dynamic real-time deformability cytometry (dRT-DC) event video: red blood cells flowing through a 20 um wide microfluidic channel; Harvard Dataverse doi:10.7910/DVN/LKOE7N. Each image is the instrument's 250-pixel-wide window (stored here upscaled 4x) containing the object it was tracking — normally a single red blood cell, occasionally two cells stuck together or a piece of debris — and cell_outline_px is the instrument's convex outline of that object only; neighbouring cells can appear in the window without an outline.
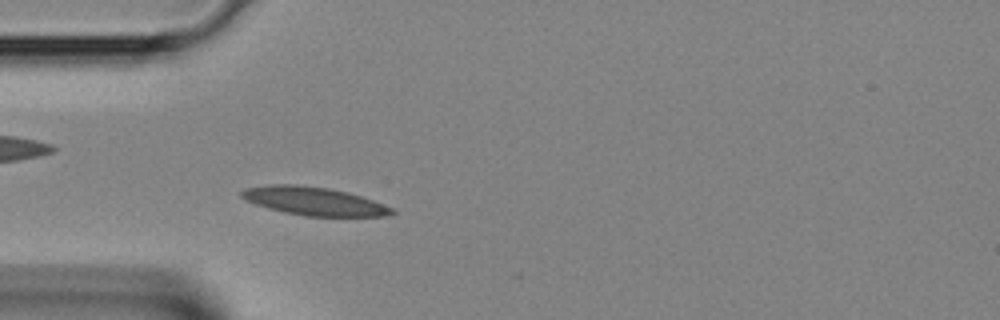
{"species": "Egyptian fruit bat (a non-hibernating species)", "species_latin": "Rousettus aegyptiacus", "temperature_condition": "room temperature", "stored_images_in_passage": 34, "camera_frame_rate_fps": 3000, "um_per_image_px": 0.085, "animal": {"sex": "female"}, "frame": {"image": 1, "passage_image": 8, "time_ms": 2.333, "image_size_px": [1000, 320], "cell_outline_px": [[396, 212], [384, 216], [304, 216], [284, 212], [268, 208], [256, 204], [240, 196], [240, 192], [244, 188], [268, 184], [296, 184], [328, 188], [348, 192], [396, 208]], "centroid_in_image_um": [26.69, 17.09], "position_along_channel_um": 58.3, "area_um2": 24.8}}
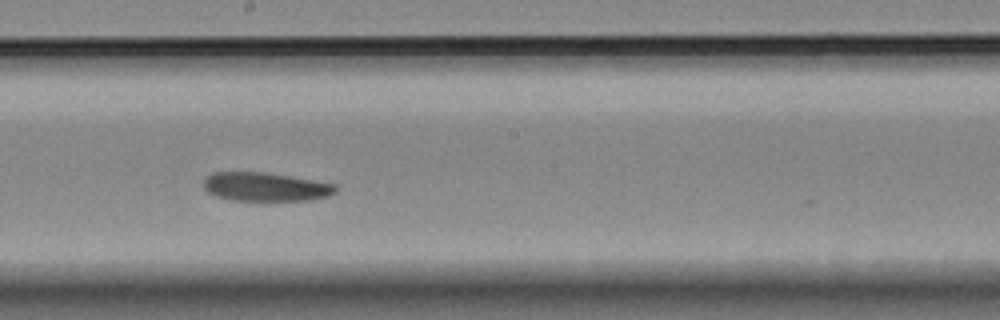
{"frame": {"image": 2, "passage_image": 18, "time_ms": 5.667, "image_size_px": [1000, 320], "cell_outline_px": [[340, 188], [336, 192], [328, 196], [308, 200], [232, 200], [216, 196], [208, 192], [204, 188], [204, 180], [212, 172], [264, 172], [336, 184]], "centroid_in_image_um": [22.58, 15.88], "position_along_channel_um": 225.6, "area_um2": 21.96}}
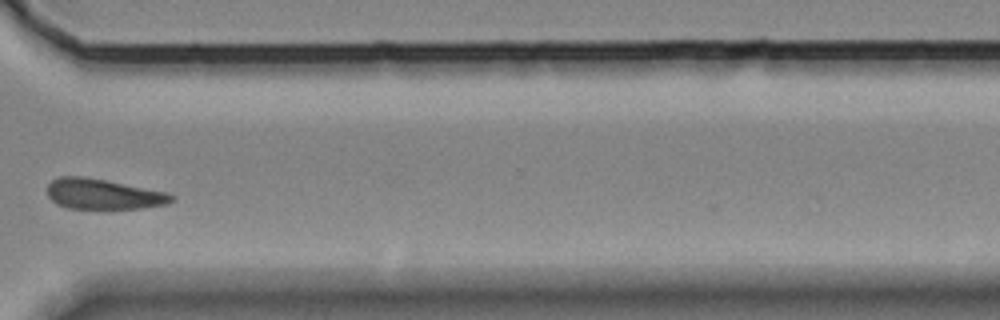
{"frame": {"image": 3, "passage_image": 26, "time_ms": 8.333, "image_size_px": [1000, 320], "cell_outline_px": [[176, 200], [168, 204], [144, 208], [68, 208], [56, 204], [48, 196], [48, 184], [52, 180], [60, 176], [80, 176], [104, 180], [168, 192], [176, 196]], "centroid_in_image_um": [8.82, 16.5], "position_along_channel_um": 361.8, "area_um2": 21.96}}